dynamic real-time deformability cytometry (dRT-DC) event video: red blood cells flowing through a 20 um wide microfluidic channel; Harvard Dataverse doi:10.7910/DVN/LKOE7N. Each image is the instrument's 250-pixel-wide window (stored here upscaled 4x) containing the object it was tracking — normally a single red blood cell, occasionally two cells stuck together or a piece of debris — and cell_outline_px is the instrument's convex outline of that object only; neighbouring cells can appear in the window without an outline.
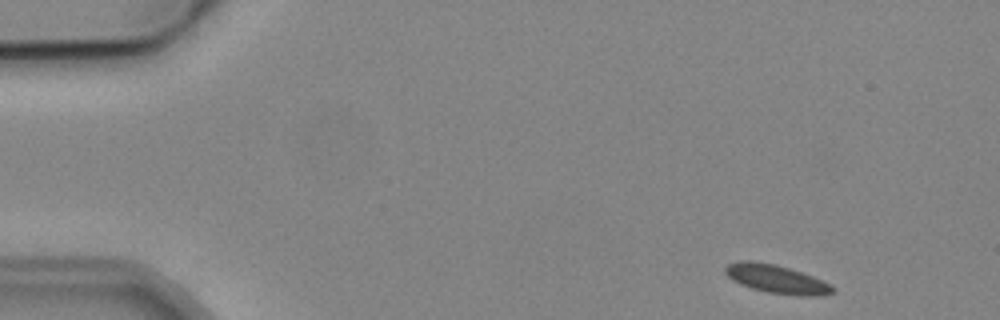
{"species": "common noctule bat (a hibernating species)", "species_latin": "Nyctalus noctula", "temperature_condition": "cold", "stored_images_in_passage": 4, "camera_frame_rate_fps": 3000, "um_per_image_px": 0.085, "animal": {"sex": "male", "body_mass_g": 19.2, "forearm_length_mm": 51.8}, "frame": {"image": 1, "passage_image": 1, "time_ms": 0.0, "image_size_px": [1000, 320], "cell_outline_px": [[836, 292], [824, 296], [800, 296], [768, 292], [752, 288], [740, 284], [732, 280], [724, 272], [724, 268], [728, 264], [740, 260], [752, 260], [776, 264], [812, 276], [836, 288]], "centroid_in_image_um": [66.0, 23.72], "position_along_channel_um": 19.0, "area_um2": 17.86}}